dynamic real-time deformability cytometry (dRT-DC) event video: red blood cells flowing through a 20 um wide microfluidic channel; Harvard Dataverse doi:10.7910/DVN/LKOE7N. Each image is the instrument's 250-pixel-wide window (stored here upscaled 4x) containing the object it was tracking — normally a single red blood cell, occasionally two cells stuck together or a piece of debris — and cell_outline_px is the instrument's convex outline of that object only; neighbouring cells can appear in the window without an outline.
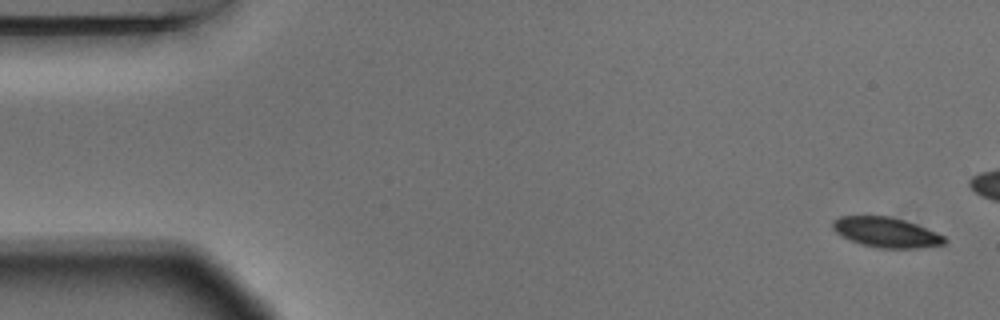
{"species": "Egyptian fruit bat (a non-hibernating species)", "species_latin": "Rousettus aegyptiacus", "temperature_condition": "warm", "stored_images_in_passage": 5, "camera_frame_rate_fps": 3000, "um_per_image_px": 0.085, "animal": {"sex": "male"}, "frame": {"image": 1, "passage_image": 1, "time_ms": 0.0, "image_size_px": [1000, 320], "cell_outline_px": [[948, 240], [944, 244], [920, 248], [880, 248], [860, 244], [840, 236], [832, 228], [832, 220], [840, 216], [888, 216], [904, 220], [916, 224], [936, 232], [944, 236]], "centroid_in_image_um": [75.31, 19.75], "position_along_channel_um": 9.7, "area_um2": 19.65}}